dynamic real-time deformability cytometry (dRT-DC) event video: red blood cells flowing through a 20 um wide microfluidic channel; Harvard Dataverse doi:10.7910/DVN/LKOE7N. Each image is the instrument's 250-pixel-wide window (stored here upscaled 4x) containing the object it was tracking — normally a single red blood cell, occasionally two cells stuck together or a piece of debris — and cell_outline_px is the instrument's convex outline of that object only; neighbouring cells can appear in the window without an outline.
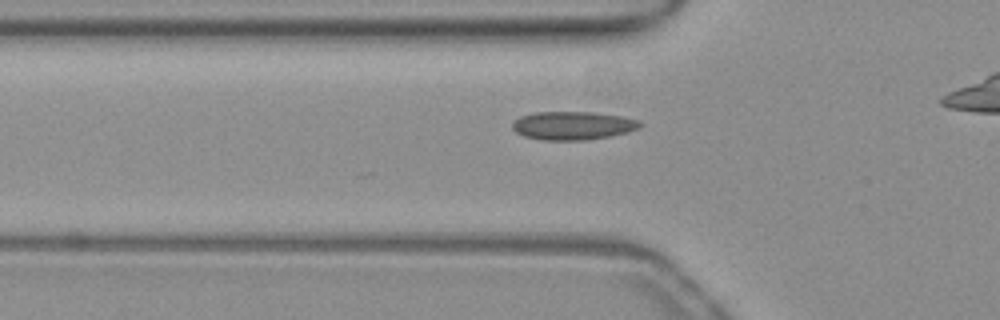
{"species": "common noctule bat (a hibernating species)", "species_latin": "Nyctalus noctula", "temperature_condition": "warm", "stored_images_in_passage": 33, "camera_frame_rate_fps": 3000, "um_per_image_px": 0.085, "animal": {"sex": "female", "body_mass_g": 19.3, "forearm_length_mm": 54.1}, "frame": {"image": 1, "passage_image": 5, "time_ms": 1.333, "image_size_px": [1000, 320], "cell_outline_px": [[644, 124], [628, 132], [608, 136], [584, 140], [540, 140], [524, 136], [516, 132], [512, 128], [512, 120], [520, 116], [536, 112], [592, 112], [624, 116], [640, 120]], "centroid_in_image_um": [48.67, 10.67], "position_along_channel_um": 77.1, "area_um2": 21.21}}
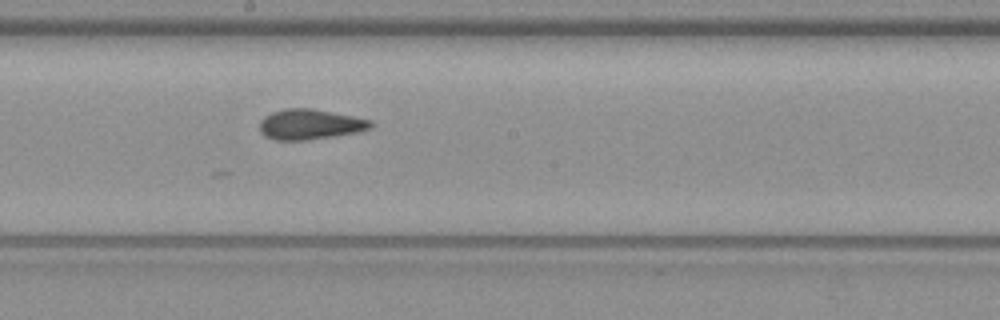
{"frame": {"image": 2, "passage_image": 16, "time_ms": 5.0, "image_size_px": [1000, 320], "cell_outline_px": [[372, 128], [360, 132], [308, 140], [276, 140], [260, 132], [260, 120], [264, 116], [272, 112], [284, 108], [312, 108], [372, 120]], "centroid_in_image_um": [26.36, 10.56], "position_along_channel_um": 221.8, "area_um2": 19.65}}
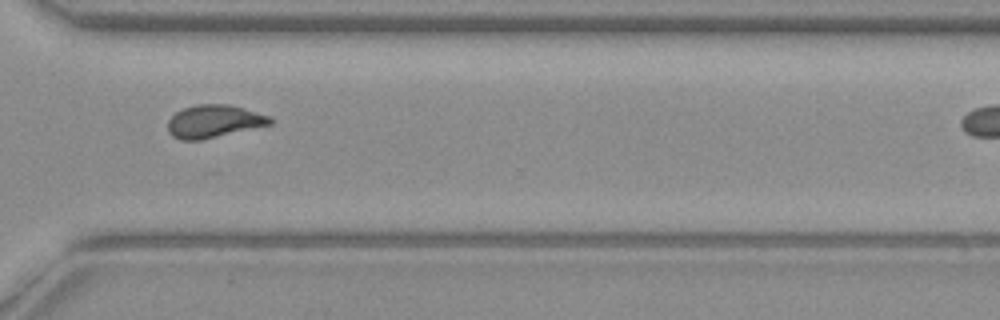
{"frame": {"image": 3, "passage_image": 26, "time_ms": 8.333, "image_size_px": [1000, 320], "cell_outline_px": [[272, 124], [200, 140], [180, 140], [172, 136], [168, 132], [168, 120], [176, 112], [184, 108], [196, 104], [228, 104], [268, 116], [272, 120]], "centroid_in_image_um": [18.13, 10.32], "position_along_channel_um": 352.5, "area_um2": 19.25}}